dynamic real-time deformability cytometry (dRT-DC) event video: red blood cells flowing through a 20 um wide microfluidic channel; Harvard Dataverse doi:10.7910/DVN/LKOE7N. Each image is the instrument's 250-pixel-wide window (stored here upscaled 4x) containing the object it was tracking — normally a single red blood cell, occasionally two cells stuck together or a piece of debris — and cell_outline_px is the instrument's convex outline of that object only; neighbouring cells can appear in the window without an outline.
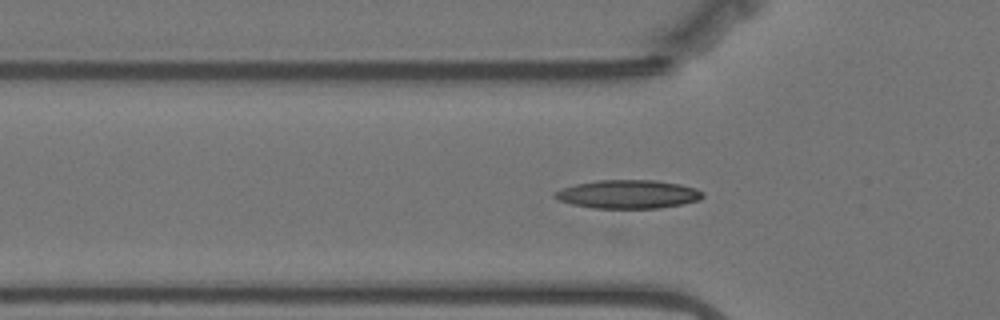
{"species": "Egyptian fruit bat (a non-hibernating species)", "species_latin": "Rousettus aegyptiacus", "temperature_condition": "warm", "stored_images_in_passage": 42, "camera_frame_rate_fps": 3000, "um_per_image_px": 0.085, "animal": {"sex": "female"}, "frame": {"image": 1, "passage_image": 2, "time_ms": 0.333, "image_size_px": [1000, 320], "cell_outline_px": [[704, 196], [700, 200], [684, 204], [660, 208], [592, 208], [572, 204], [560, 200], [552, 196], [552, 192], [560, 188], [576, 184], [596, 180], [656, 180], [680, 184], [696, 188], [704, 192]], "centroid_in_image_um": [53.39, 16.51], "position_along_channel_um": 72.4, "area_um2": 24.85}}
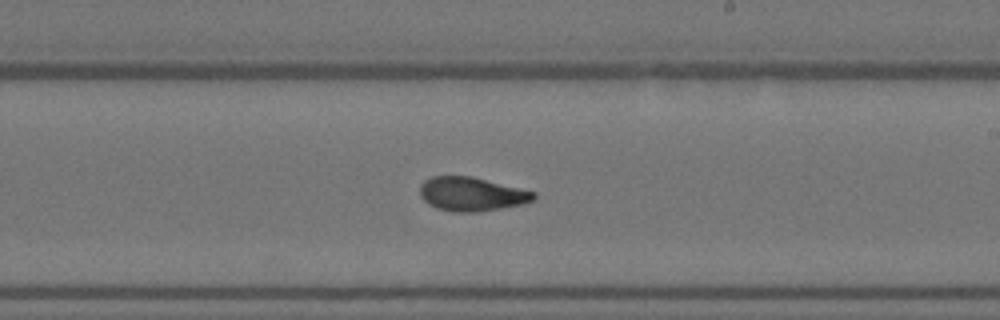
{"frame": {"image": 2, "passage_image": 17, "time_ms": 5.333, "image_size_px": [1000, 320], "cell_outline_px": [[536, 196], [532, 200], [524, 204], [476, 212], [456, 212], [436, 208], [428, 204], [420, 196], [420, 184], [424, 180], [432, 176], [472, 176], [536, 192]], "centroid_in_image_um": [40.07, 16.49], "position_along_channel_um": 248.9, "area_um2": 22.48}}
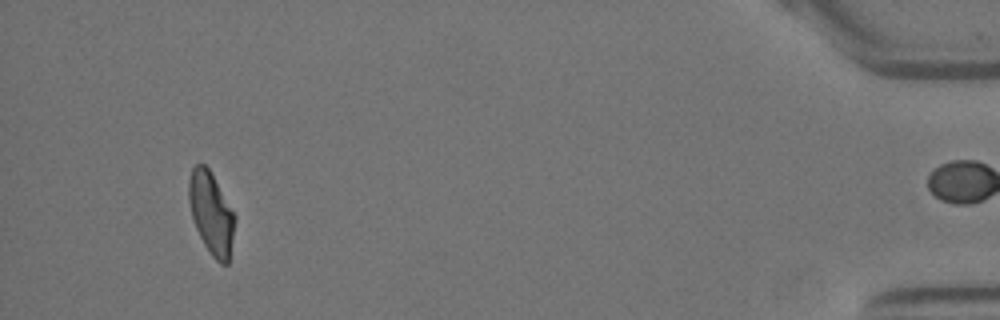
{"frame": {"image": 3, "passage_image": 38, "time_ms": 12.333, "image_size_px": [1000, 320], "cell_outline_px": [[236, 220], [228, 264], [220, 264], [212, 256], [204, 244], [196, 228], [192, 216], [188, 200], [188, 180], [192, 168], [196, 164], [204, 164], [208, 168], [236, 216]], "centroid_in_image_um": [17.95, 18.13], "position_along_channel_um": 417.2, "area_um2": 21.85}, "authors_computed_cell_mechanics": {"area_um2": 22.4264, "velocity_mm_per_s": 3.5071, "shape_relaxation_time_tau1_ms": 6.3886, "shape_relaxation_time_tau2_ms": 2.076, "deformation_change_tau1": 0.2004, "deformation_change_tau2": 0.084}}